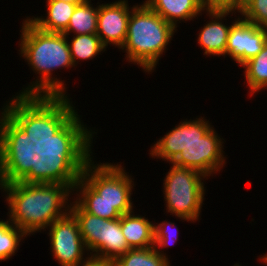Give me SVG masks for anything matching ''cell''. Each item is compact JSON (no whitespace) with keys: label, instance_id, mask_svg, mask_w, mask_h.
Listing matches in <instances>:
<instances>
[{"label":"cell","instance_id":"26","mask_svg":"<svg viewBox=\"0 0 267 266\" xmlns=\"http://www.w3.org/2000/svg\"><path fill=\"white\" fill-rule=\"evenodd\" d=\"M61 1H66L72 4H81L83 2H85L86 0H61Z\"/></svg>","mask_w":267,"mask_h":266},{"label":"cell","instance_id":"19","mask_svg":"<svg viewBox=\"0 0 267 266\" xmlns=\"http://www.w3.org/2000/svg\"><path fill=\"white\" fill-rule=\"evenodd\" d=\"M66 38L74 66L79 63V60H92L101 52L106 51V47L97 34L74 35L70 42V37L66 36Z\"/></svg>","mask_w":267,"mask_h":266},{"label":"cell","instance_id":"22","mask_svg":"<svg viewBox=\"0 0 267 266\" xmlns=\"http://www.w3.org/2000/svg\"><path fill=\"white\" fill-rule=\"evenodd\" d=\"M173 228H176L175 231ZM177 232L179 230L174 222L164 220L159 224L154 223V247L158 253L167 259L169 257L166 256L167 254L164 252V249L176 243L179 237Z\"/></svg>","mask_w":267,"mask_h":266},{"label":"cell","instance_id":"20","mask_svg":"<svg viewBox=\"0 0 267 266\" xmlns=\"http://www.w3.org/2000/svg\"><path fill=\"white\" fill-rule=\"evenodd\" d=\"M112 264L113 266H171L169 259L158 253L154 246L130 249Z\"/></svg>","mask_w":267,"mask_h":266},{"label":"cell","instance_id":"2","mask_svg":"<svg viewBox=\"0 0 267 266\" xmlns=\"http://www.w3.org/2000/svg\"><path fill=\"white\" fill-rule=\"evenodd\" d=\"M19 55L24 57L37 79L22 87L0 111L2 119L13 122L26 131L48 128H86L71 98L64 80L53 77L54 70L75 67L66 35L47 32L35 26L28 17L20 30ZM82 121V122H81Z\"/></svg>","mask_w":267,"mask_h":266},{"label":"cell","instance_id":"24","mask_svg":"<svg viewBox=\"0 0 267 266\" xmlns=\"http://www.w3.org/2000/svg\"><path fill=\"white\" fill-rule=\"evenodd\" d=\"M205 12H235L241 13L245 0H201Z\"/></svg>","mask_w":267,"mask_h":266},{"label":"cell","instance_id":"21","mask_svg":"<svg viewBox=\"0 0 267 266\" xmlns=\"http://www.w3.org/2000/svg\"><path fill=\"white\" fill-rule=\"evenodd\" d=\"M25 238L27 235L20 228L8 219H0V261L11 259Z\"/></svg>","mask_w":267,"mask_h":266},{"label":"cell","instance_id":"12","mask_svg":"<svg viewBox=\"0 0 267 266\" xmlns=\"http://www.w3.org/2000/svg\"><path fill=\"white\" fill-rule=\"evenodd\" d=\"M234 13V14H233ZM205 14L211 19L208 20L198 33V44L203 48L206 56H224L227 45L228 34L231 25H225L223 20L228 15H235V12L210 11ZM223 22V23H222Z\"/></svg>","mask_w":267,"mask_h":266},{"label":"cell","instance_id":"5","mask_svg":"<svg viewBox=\"0 0 267 266\" xmlns=\"http://www.w3.org/2000/svg\"><path fill=\"white\" fill-rule=\"evenodd\" d=\"M166 174L163 180L166 212L181 221L196 222L205 199L204 179L208 178L199 171L173 164Z\"/></svg>","mask_w":267,"mask_h":266},{"label":"cell","instance_id":"9","mask_svg":"<svg viewBox=\"0 0 267 266\" xmlns=\"http://www.w3.org/2000/svg\"><path fill=\"white\" fill-rule=\"evenodd\" d=\"M212 128L209 120L199 117L181 121L176 127L159 138L151 147L150 156L172 162L188 145L197 142Z\"/></svg>","mask_w":267,"mask_h":266},{"label":"cell","instance_id":"7","mask_svg":"<svg viewBox=\"0 0 267 266\" xmlns=\"http://www.w3.org/2000/svg\"><path fill=\"white\" fill-rule=\"evenodd\" d=\"M223 138L212 127L197 142L188 145L169 164L178 167L191 168L199 171L204 176H213L220 173L226 164V157L223 151Z\"/></svg>","mask_w":267,"mask_h":266},{"label":"cell","instance_id":"10","mask_svg":"<svg viewBox=\"0 0 267 266\" xmlns=\"http://www.w3.org/2000/svg\"><path fill=\"white\" fill-rule=\"evenodd\" d=\"M266 41L267 28L259 27L238 16L231 24L225 57H231L242 66L263 49Z\"/></svg>","mask_w":267,"mask_h":266},{"label":"cell","instance_id":"4","mask_svg":"<svg viewBox=\"0 0 267 266\" xmlns=\"http://www.w3.org/2000/svg\"><path fill=\"white\" fill-rule=\"evenodd\" d=\"M142 3L134 5L131 10L121 50L126 53L128 63L132 62L145 73L152 74L178 29Z\"/></svg>","mask_w":267,"mask_h":266},{"label":"cell","instance_id":"23","mask_svg":"<svg viewBox=\"0 0 267 266\" xmlns=\"http://www.w3.org/2000/svg\"><path fill=\"white\" fill-rule=\"evenodd\" d=\"M239 15L250 23L267 28V0H245Z\"/></svg>","mask_w":267,"mask_h":266},{"label":"cell","instance_id":"8","mask_svg":"<svg viewBox=\"0 0 267 266\" xmlns=\"http://www.w3.org/2000/svg\"><path fill=\"white\" fill-rule=\"evenodd\" d=\"M47 230L51 255L60 266H78L89 258L90 254L80 234L78 222L70 212L55 220ZM85 253L88 256L84 258Z\"/></svg>","mask_w":267,"mask_h":266},{"label":"cell","instance_id":"17","mask_svg":"<svg viewBox=\"0 0 267 266\" xmlns=\"http://www.w3.org/2000/svg\"><path fill=\"white\" fill-rule=\"evenodd\" d=\"M91 0L78 4L73 11L64 35L97 34L98 8L93 6Z\"/></svg>","mask_w":267,"mask_h":266},{"label":"cell","instance_id":"15","mask_svg":"<svg viewBox=\"0 0 267 266\" xmlns=\"http://www.w3.org/2000/svg\"><path fill=\"white\" fill-rule=\"evenodd\" d=\"M120 225L126 242L131 249L154 246V224L134 211L120 217Z\"/></svg>","mask_w":267,"mask_h":266},{"label":"cell","instance_id":"18","mask_svg":"<svg viewBox=\"0 0 267 266\" xmlns=\"http://www.w3.org/2000/svg\"><path fill=\"white\" fill-rule=\"evenodd\" d=\"M250 96L267 89V41L263 49L242 66Z\"/></svg>","mask_w":267,"mask_h":266},{"label":"cell","instance_id":"27","mask_svg":"<svg viewBox=\"0 0 267 266\" xmlns=\"http://www.w3.org/2000/svg\"><path fill=\"white\" fill-rule=\"evenodd\" d=\"M258 259L262 264L267 265V254H264L262 257Z\"/></svg>","mask_w":267,"mask_h":266},{"label":"cell","instance_id":"6","mask_svg":"<svg viewBox=\"0 0 267 266\" xmlns=\"http://www.w3.org/2000/svg\"><path fill=\"white\" fill-rule=\"evenodd\" d=\"M70 213L78 222L90 256L114 262L131 249L122 233L120 218L103 219L92 215L74 200L70 205Z\"/></svg>","mask_w":267,"mask_h":266},{"label":"cell","instance_id":"28","mask_svg":"<svg viewBox=\"0 0 267 266\" xmlns=\"http://www.w3.org/2000/svg\"><path fill=\"white\" fill-rule=\"evenodd\" d=\"M233 266H241V265H239V263H236V264H234Z\"/></svg>","mask_w":267,"mask_h":266},{"label":"cell","instance_id":"13","mask_svg":"<svg viewBox=\"0 0 267 266\" xmlns=\"http://www.w3.org/2000/svg\"><path fill=\"white\" fill-rule=\"evenodd\" d=\"M143 2L175 28L181 20L182 22L191 21L204 12L201 0H145Z\"/></svg>","mask_w":267,"mask_h":266},{"label":"cell","instance_id":"16","mask_svg":"<svg viewBox=\"0 0 267 266\" xmlns=\"http://www.w3.org/2000/svg\"><path fill=\"white\" fill-rule=\"evenodd\" d=\"M47 16L29 17L28 19L39 29L47 32L63 33L70 22L74 9L78 4L61 0H47Z\"/></svg>","mask_w":267,"mask_h":266},{"label":"cell","instance_id":"3","mask_svg":"<svg viewBox=\"0 0 267 266\" xmlns=\"http://www.w3.org/2000/svg\"><path fill=\"white\" fill-rule=\"evenodd\" d=\"M86 128H48L39 131L73 166L76 173L102 199L114 205L123 215L134 211L132 190L134 179L122 163L94 164L92 143L94 133ZM93 161V162H92Z\"/></svg>","mask_w":267,"mask_h":266},{"label":"cell","instance_id":"11","mask_svg":"<svg viewBox=\"0 0 267 266\" xmlns=\"http://www.w3.org/2000/svg\"><path fill=\"white\" fill-rule=\"evenodd\" d=\"M132 8L128 0L99 5L97 35L106 48L112 44L121 49L125 43Z\"/></svg>","mask_w":267,"mask_h":266},{"label":"cell","instance_id":"14","mask_svg":"<svg viewBox=\"0 0 267 266\" xmlns=\"http://www.w3.org/2000/svg\"><path fill=\"white\" fill-rule=\"evenodd\" d=\"M73 192L75 201L87 212L103 219H117L122 214L97 194L75 171L73 181Z\"/></svg>","mask_w":267,"mask_h":266},{"label":"cell","instance_id":"1","mask_svg":"<svg viewBox=\"0 0 267 266\" xmlns=\"http://www.w3.org/2000/svg\"><path fill=\"white\" fill-rule=\"evenodd\" d=\"M74 175V166L39 131L0 117V189L8 220L27 236L70 212Z\"/></svg>","mask_w":267,"mask_h":266},{"label":"cell","instance_id":"25","mask_svg":"<svg viewBox=\"0 0 267 266\" xmlns=\"http://www.w3.org/2000/svg\"><path fill=\"white\" fill-rule=\"evenodd\" d=\"M78 266H113L112 262L96 258L93 256H89L87 260H85L83 263H81Z\"/></svg>","mask_w":267,"mask_h":266}]
</instances>
